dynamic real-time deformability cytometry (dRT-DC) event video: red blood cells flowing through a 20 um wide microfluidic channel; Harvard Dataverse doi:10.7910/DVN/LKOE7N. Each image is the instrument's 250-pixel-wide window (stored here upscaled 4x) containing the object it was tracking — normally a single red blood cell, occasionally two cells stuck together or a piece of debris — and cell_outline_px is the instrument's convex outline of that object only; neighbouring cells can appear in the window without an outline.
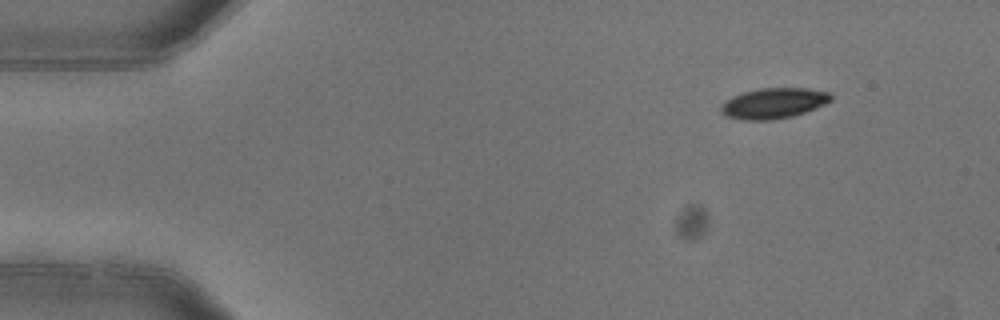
{"species": "common noctule bat (a hibernating species)", "species_latin": "Nyctalus noctula", "temperature_condition": "warm", "stored_images_in_passage": 4, "segment_of_instrument_passage": [1, 2], "camera_frame_rate_fps": 3000, "um_per_image_px": 0.085, "animal": {"sex": "female"}, "frame": {"image": 1, "passage_image": 1, "time_ms": 0.0, "image_size_px": [1000, 320], "cell_outline_px": [[832, 100], [816, 108], [792, 116], [772, 120], [744, 120], [724, 116], [720, 108], [720, 104], [732, 96], [744, 92], [760, 88], [808, 88], [828, 92], [832, 96]], "centroid_in_image_um": [65.73, 8.77], "position_along_channel_um": 19.3, "area_um2": 19.59}}